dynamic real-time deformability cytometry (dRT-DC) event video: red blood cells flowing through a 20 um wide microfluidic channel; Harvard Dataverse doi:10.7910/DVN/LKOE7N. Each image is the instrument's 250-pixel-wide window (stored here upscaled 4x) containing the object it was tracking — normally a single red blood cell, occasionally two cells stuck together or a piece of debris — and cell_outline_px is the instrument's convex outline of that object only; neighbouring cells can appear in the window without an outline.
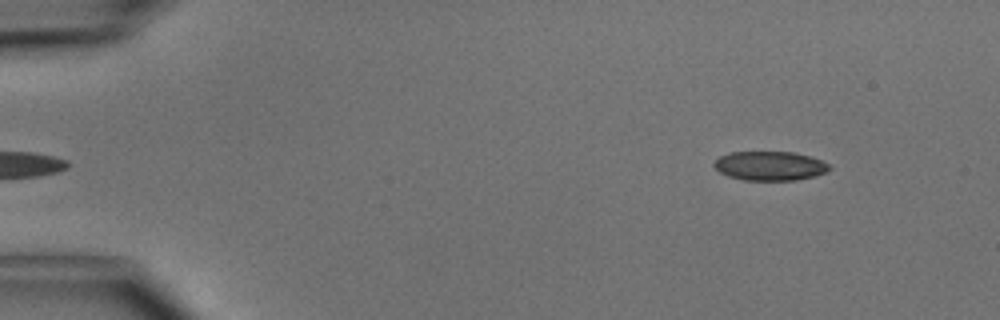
{"species": "common noctule bat (a hibernating species)", "species_latin": "Nyctalus noctula", "temperature_condition": "cold", "stored_images_in_passage": 44, "camera_frame_rate_fps": 3000, "um_per_image_px": 0.085, "animal": {"sex": "male", "body_mass_g": 15.6}, "frame": {"image": 1, "passage_image": 1, "time_ms": 0.0, "image_size_px": [1000, 320], "cell_outline_px": [[832, 168], [824, 172], [812, 176], [796, 180], [744, 180], [728, 176], [720, 172], [712, 164], [720, 156], [728, 152], [792, 152], [808, 156], [820, 160], [828, 164]], "centroid_in_image_um": [65.4, 14.1], "position_along_channel_um": 19.6, "area_um2": 19.36}}
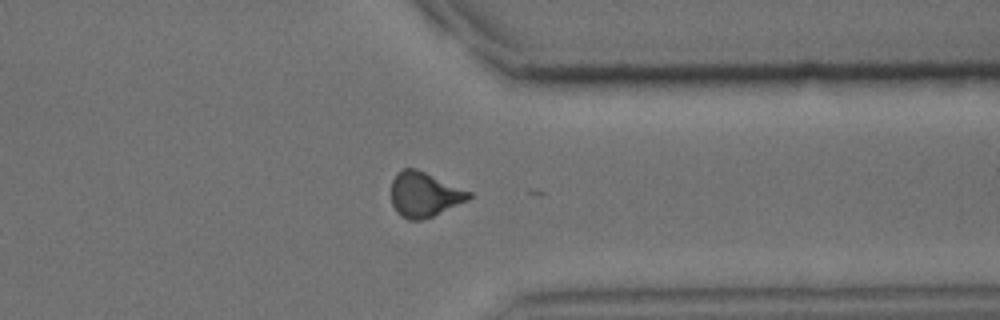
{"frame": {"image": 2, "passage_image": 34, "time_ms": 11.0, "image_size_px": [1000, 320], "cell_outline_px": [[472, 196], [468, 200], [432, 216], [420, 220], [408, 220], [400, 216], [396, 212], [392, 204], [392, 180], [396, 172], [404, 168], [416, 168], [472, 192]], "centroid_in_image_um": [36.05, 16.52], "position_along_channel_um": 375.4, "area_um2": 20.29}}
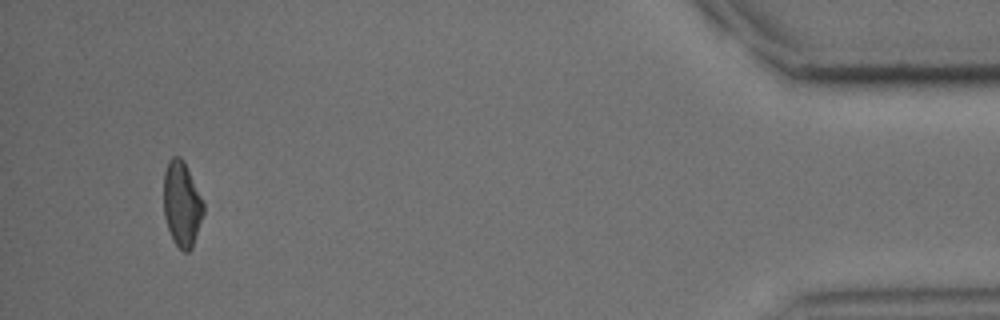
{"frame": {"image": 3, "passage_image": 42, "time_ms": 13.667, "image_size_px": [1000, 320], "cell_outline_px": [[204, 212], [192, 248], [188, 252], [184, 252], [172, 240], [164, 216], [164, 172], [168, 160], [172, 156], [180, 156], [184, 160], [204, 204]], "centroid_in_image_um": [15.45, 17.33], "position_along_channel_um": 419.8, "area_um2": 19.71}}